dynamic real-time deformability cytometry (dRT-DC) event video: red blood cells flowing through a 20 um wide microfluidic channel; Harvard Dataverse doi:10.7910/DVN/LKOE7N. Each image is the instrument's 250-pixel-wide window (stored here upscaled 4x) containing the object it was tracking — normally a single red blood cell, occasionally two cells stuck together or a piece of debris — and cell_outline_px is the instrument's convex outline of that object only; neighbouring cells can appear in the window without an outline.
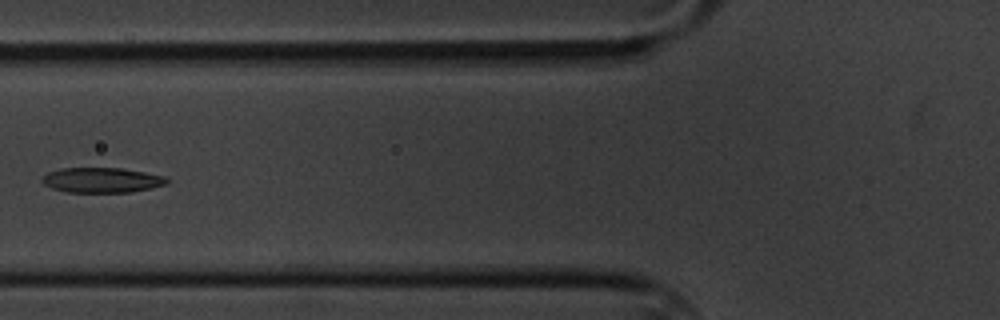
{"species": "common noctule bat (a hibernating species)", "species_latin": "Nyctalus noctula", "temperature_condition": "cold", "stored_images_in_passage": 10, "camera_frame_rate_fps": 3000, "um_per_image_px": 0.085, "animal": {"sex": "male", "body_mass_g": 20.1, "forearm_length_mm": 53.5}, "frame": {"image": 1, "passage_image": 6, "time_ms": 6.0, "image_size_px": [1000, 320], "cell_outline_px": [[172, 180], [168, 184], [152, 188], [132, 192], [68, 192], [52, 188], [44, 184], [40, 180], [48, 172], [60, 168], [120, 168], [144, 172], [164, 176]], "centroid_in_image_um": [8.69, 15.31], "position_along_channel_um": 117.1, "area_um2": 18.32}}
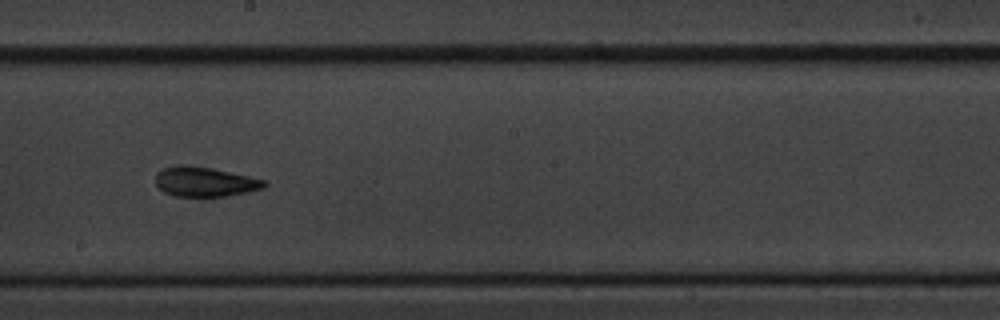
{"frame": {"image": 2, "passage_image": 9, "time_ms": 9.333, "image_size_px": [1000, 320], "cell_outline_px": [[268, 184], [264, 188], [248, 192], [224, 196], [176, 196], [164, 192], [156, 184], [156, 172], [164, 168], [176, 164], [180, 164], [208, 168], [248, 176], [264, 180]], "centroid_in_image_um": [17.39, 15.45], "position_along_channel_um": 230.8, "area_um2": 18.55}}
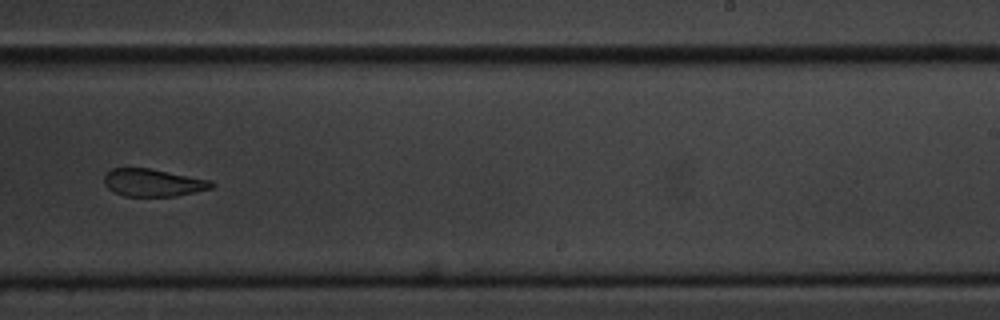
{"frame": {"image": 3, "passage_image": 10, "time_ms": 10.667, "image_size_px": [1000, 320], "cell_outline_px": [[216, 184], [212, 188], [176, 196], [124, 196], [108, 188], [104, 184], [104, 176], [112, 168], [148, 168], [212, 180]], "centroid_in_image_um": [13.03, 15.52], "position_along_channel_um": 276.0, "area_um2": 17.17}}